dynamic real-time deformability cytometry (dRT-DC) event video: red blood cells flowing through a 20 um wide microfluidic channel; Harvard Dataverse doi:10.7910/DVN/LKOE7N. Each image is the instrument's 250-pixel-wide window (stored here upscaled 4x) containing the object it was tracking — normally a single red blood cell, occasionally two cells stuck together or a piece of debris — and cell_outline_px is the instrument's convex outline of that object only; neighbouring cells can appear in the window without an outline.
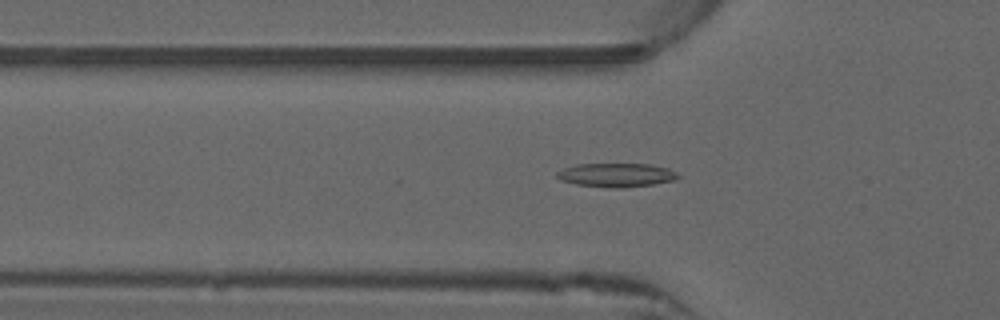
{"species": "common noctule bat (a hibernating species)", "species_latin": "Nyctalus noctula", "temperature_condition": "warm", "stored_images_in_passage": 38, "camera_frame_rate_fps": 3000, "um_per_image_px": 0.085, "animal": {"sex": "male", "forearm_length_mm": 52.5}, "frame": {"image": 1, "passage_image": 5, "time_ms": 1.333, "image_size_px": [1000, 320], "cell_outline_px": [[680, 176], [676, 180], [652, 184], [620, 188], [612, 188], [576, 184], [560, 180], [556, 176], [556, 172], [564, 168], [576, 164], [648, 164], [668, 168], [676, 172]], "centroid_in_image_um": [52.38, 14.87], "position_along_channel_um": 73.4, "area_um2": 16.76}}
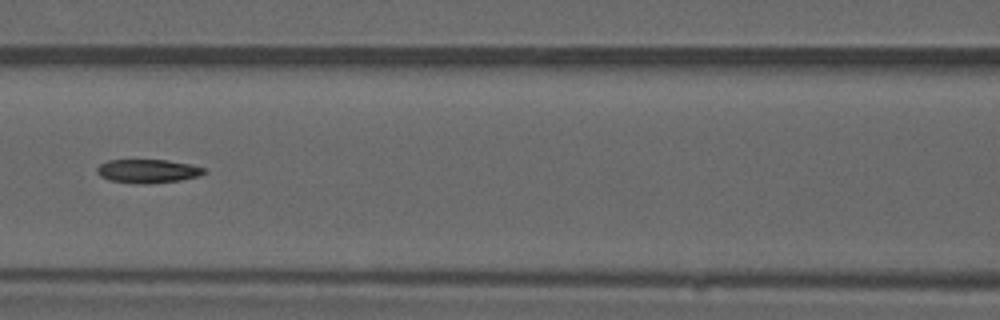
{"frame": {"image": 2, "passage_image": 11, "time_ms": 3.333, "image_size_px": [1000, 320], "cell_outline_px": [[208, 172], [200, 176], [180, 180], [148, 184], [140, 184], [108, 180], [100, 176], [96, 172], [96, 168], [100, 164], [108, 160], [168, 160], [192, 164], [204, 168]], "centroid_in_image_um": [12.58, 14.54], "position_along_channel_um": 154.0, "area_um2": 14.97}}
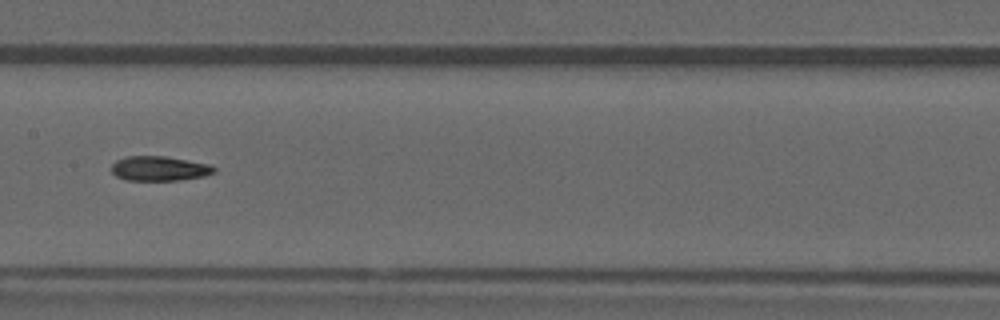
{"frame": {"image": 3, "passage_image": 14, "time_ms": 4.333, "image_size_px": [1000, 320], "cell_outline_px": [[216, 172], [204, 176], [180, 180], [124, 180], [116, 176], [112, 172], [112, 164], [116, 160], [128, 156], [164, 156], [208, 164], [216, 168]], "centroid_in_image_um": [13.53, 14.33], "position_along_channel_um": 193.9, "area_um2": 14.68}, "authors_computed_cell_mechanics": {"area_um2": 14.8835, "velocity_mm_per_s": 3.9955, "shape_relaxation_time_tau1_ms": 7.8764, "shape_relaxation_time_tau2_ms": 5.3553, "deformation_change_tau1": 0.2239, "deformation_change_tau2": 0.1413}}